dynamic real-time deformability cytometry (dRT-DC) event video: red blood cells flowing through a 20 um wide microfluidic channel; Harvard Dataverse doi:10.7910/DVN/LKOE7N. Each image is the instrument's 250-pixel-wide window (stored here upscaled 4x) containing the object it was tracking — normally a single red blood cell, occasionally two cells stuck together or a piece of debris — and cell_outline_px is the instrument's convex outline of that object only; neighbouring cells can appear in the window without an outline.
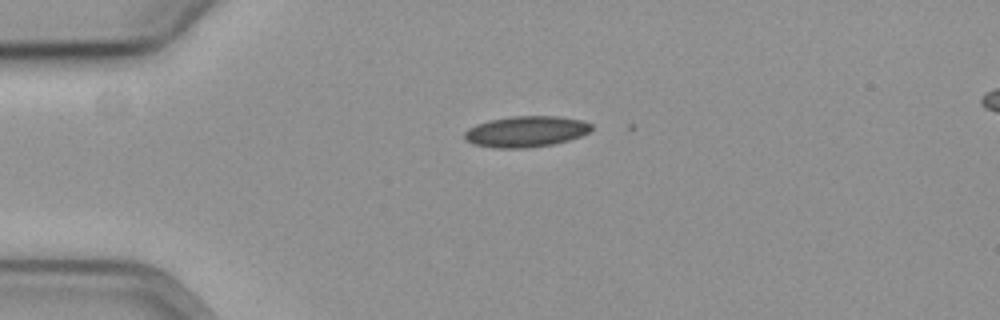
{"species": "common noctule bat (a hibernating species)", "species_latin": "Nyctalus noctula", "temperature_condition": "cold", "stored_images_in_passage": 2, "camera_frame_rate_fps": 3000, "um_per_image_px": 0.085, "animal": {"sex": "female", "body_mass_g": 19.3, "forearm_length_mm": 54.1}, "frame": {"image": 1, "passage_image": 1, "time_ms": 0.0, "image_size_px": [1000, 320], "cell_outline_px": [[592, 128], [588, 132], [580, 136], [568, 140], [552, 144], [528, 148], [496, 148], [472, 144], [464, 140], [464, 132], [468, 128], [476, 124], [488, 120], [512, 116], [560, 116], [580, 120], [592, 124]], "centroid_in_image_um": [44.66, 11.18], "position_along_channel_um": 40.3, "area_um2": 23.0}}